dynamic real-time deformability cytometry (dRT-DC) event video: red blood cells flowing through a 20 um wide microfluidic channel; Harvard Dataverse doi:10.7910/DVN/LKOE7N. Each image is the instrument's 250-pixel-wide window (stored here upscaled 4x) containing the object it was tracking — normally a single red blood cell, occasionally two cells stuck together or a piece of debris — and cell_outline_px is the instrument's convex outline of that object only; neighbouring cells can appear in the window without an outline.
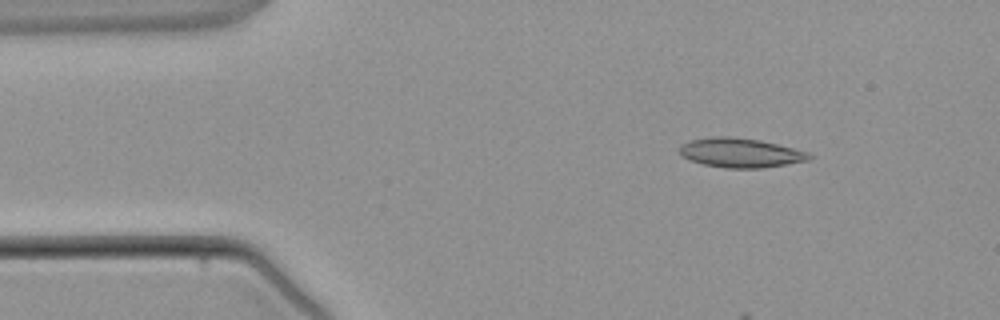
{"species": "common noctule bat (a hibernating species)", "species_latin": "Nyctalus noctula", "temperature_condition": "warm", "stored_images_in_passage": 3, "camera_frame_rate_fps": 3000, "um_per_image_px": 0.085, "animal": {"sex": "male", "body_mass_g": 21.5, "forearm_length_mm": 52.0}, "frame": {"image": 1, "passage_image": 1, "time_ms": 0.0, "image_size_px": [1000, 320], "cell_outline_px": [[812, 156], [808, 160], [760, 168], [724, 168], [704, 164], [680, 156], [680, 144], [692, 140], [712, 136], [728, 136], [760, 140], [808, 152]], "centroid_in_image_um": [62.9, 12.98], "position_along_channel_um": 22.1, "area_um2": 21.91}}